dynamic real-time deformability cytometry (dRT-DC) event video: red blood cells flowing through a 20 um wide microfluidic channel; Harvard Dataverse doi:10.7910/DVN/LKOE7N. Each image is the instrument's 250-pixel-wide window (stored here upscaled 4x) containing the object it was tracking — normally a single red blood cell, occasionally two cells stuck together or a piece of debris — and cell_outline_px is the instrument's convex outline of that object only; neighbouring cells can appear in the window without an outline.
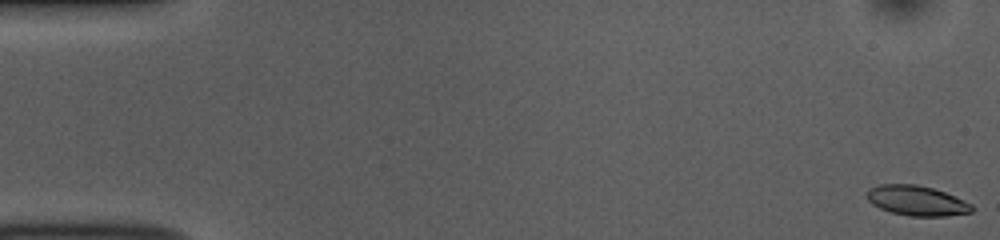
{"species": "common noctule bat (a hibernating species)", "species_latin": "Nyctalus noctula", "temperature_condition": "room temperature", "stored_images_in_passage": 54, "camera_frame_rate_fps": 3000, "um_per_image_px": 0.085, "animal": {"sex": "female", "body_mass_g": 10.0, "forearm_length_mm": 53.1}, "frame": {"image": 1, "passage_image": 1, "time_ms": 0.0, "image_size_px": [1000, 240], "cell_outline_px": [[972, 212], [948, 216], [908, 216], [892, 212], [880, 208], [872, 204], [864, 196], [864, 192], [868, 188], [880, 184], [916, 184], [932, 188], [944, 192], [964, 200], [972, 204]], "centroid_in_image_um": [77.87, 17.05], "position_along_channel_um": 7.1, "area_um2": 18.5}}
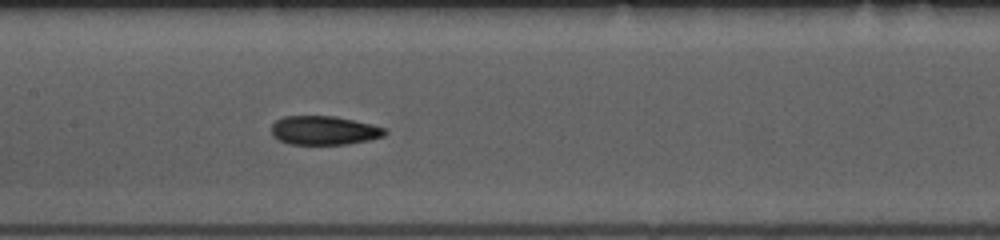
{"frame": {"image": 2, "passage_image": 26, "time_ms": 8.333, "image_size_px": [1000, 240], "cell_outline_px": [[388, 132], [384, 136], [368, 140], [348, 144], [288, 144], [276, 140], [272, 136], [272, 124], [276, 120], [284, 116], [336, 116], [372, 124], [384, 128]], "centroid_in_image_um": [27.52, 11.08], "position_along_channel_um": 179.9, "area_um2": 19.25}}
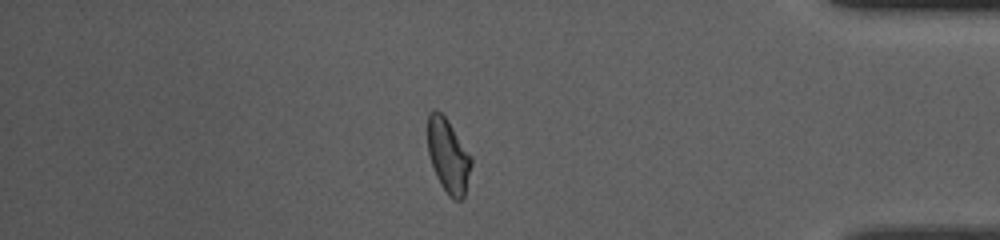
{"frame": {"image": 3, "passage_image": 46, "time_ms": 15.0, "image_size_px": [1000, 240], "cell_outline_px": [[472, 164], [464, 196], [460, 200], [452, 200], [448, 196], [440, 184], [436, 176], [428, 152], [428, 112], [432, 108], [436, 108], [448, 120], [472, 156]], "centroid_in_image_um": [38.1, 13.23], "position_along_channel_um": 397.1, "area_um2": 18.96}, "authors_computed_cell_mechanics": {"area_um2": 19.2474, "velocity_mm_per_s": 3.7548, "shape_relaxation_time_tau1_ms": 5.1157, "shape_relaxation_time_tau2_ms": 2.0171, "deformation_change_tau1": 0.1247, "deformation_change_tau2": 0.076}}